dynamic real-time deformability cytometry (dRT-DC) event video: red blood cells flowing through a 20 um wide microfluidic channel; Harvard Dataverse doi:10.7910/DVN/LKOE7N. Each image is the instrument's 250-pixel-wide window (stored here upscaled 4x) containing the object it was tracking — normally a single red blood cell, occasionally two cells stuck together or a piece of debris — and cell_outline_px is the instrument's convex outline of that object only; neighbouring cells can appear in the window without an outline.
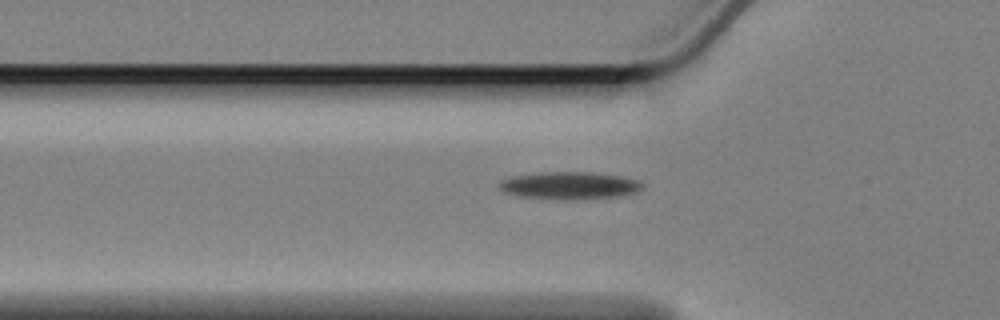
{"species": "Egyptian fruit bat (a non-hibernating species)", "species_latin": "Rousettus aegyptiacus", "temperature_condition": "cold", "stored_images_in_passage": 44, "camera_frame_rate_fps": 3000, "um_per_image_px": 0.085, "animal": {"sex": "female"}, "frame": {"image": 1, "passage_image": 8, "time_ms": 2.333, "image_size_px": [1000, 320], "cell_outline_px": [[644, 184], [636, 192], [616, 196], [520, 196], [504, 192], [500, 188], [500, 180], [512, 176], [536, 172], [592, 172], [620, 176], [636, 180]], "centroid_in_image_um": [48.37, 15.69], "position_along_channel_um": 77.4, "area_um2": 21.27}}
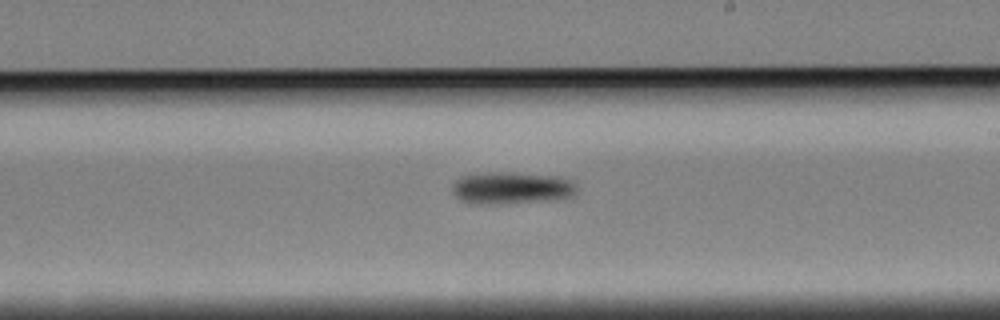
{"frame": {"image": 2, "passage_image": 23, "time_ms": 7.333, "image_size_px": [1000, 320], "cell_outline_px": [[576, 192], [572, 196], [544, 200], [492, 204], [472, 204], [460, 200], [452, 192], [452, 184], [460, 176], [488, 172], [512, 172], [564, 176], [572, 180], [576, 184]], "centroid_in_image_um": [43.47, 15.95], "position_along_channel_um": 245.5, "area_um2": 23.52}}
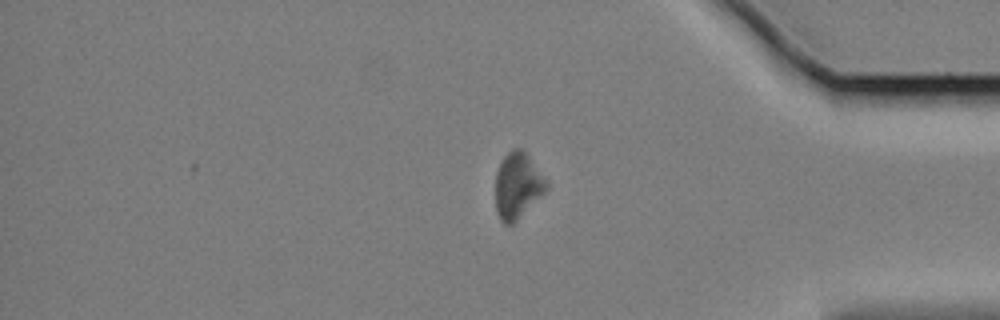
{"frame": {"image": 3, "passage_image": 38, "time_ms": 12.333, "image_size_px": [1000, 320], "cell_outline_px": [[548, 184], [544, 192], [512, 224], [504, 224], [500, 220], [496, 212], [496, 172], [504, 156], [512, 148], [524, 148]], "centroid_in_image_um": [43.96, 15.74], "position_along_channel_um": 391.2, "area_um2": 19.25}}